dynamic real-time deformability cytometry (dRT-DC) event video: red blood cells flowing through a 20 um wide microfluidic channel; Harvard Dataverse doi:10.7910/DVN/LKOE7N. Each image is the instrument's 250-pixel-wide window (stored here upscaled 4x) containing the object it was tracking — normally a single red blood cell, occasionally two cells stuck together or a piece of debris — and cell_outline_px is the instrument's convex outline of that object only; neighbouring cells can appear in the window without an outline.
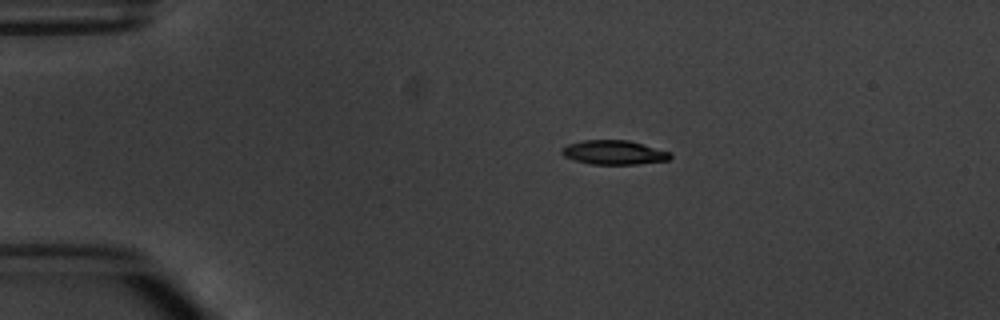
{"species": "common noctule bat (a hibernating species)", "species_latin": "Nyctalus noctula", "temperature_condition": "warm", "stored_images_in_passage": 2, "camera_frame_rate_fps": 3000, "um_per_image_px": 0.085, "animal": {"sex": "male", "body_mass_g": 20.1, "forearm_length_mm": 53.5}, "frame": {"image": 1, "passage_image": 1, "time_ms": 0.0, "image_size_px": [1000, 320], "cell_outline_px": [[672, 156], [668, 160], [636, 164], [592, 164], [576, 160], [564, 156], [560, 152], [560, 148], [568, 144], [584, 140], [628, 140], [668, 152]], "centroid_in_image_um": [52.13, 12.95], "position_along_channel_um": 32.9, "area_um2": 15.03}}